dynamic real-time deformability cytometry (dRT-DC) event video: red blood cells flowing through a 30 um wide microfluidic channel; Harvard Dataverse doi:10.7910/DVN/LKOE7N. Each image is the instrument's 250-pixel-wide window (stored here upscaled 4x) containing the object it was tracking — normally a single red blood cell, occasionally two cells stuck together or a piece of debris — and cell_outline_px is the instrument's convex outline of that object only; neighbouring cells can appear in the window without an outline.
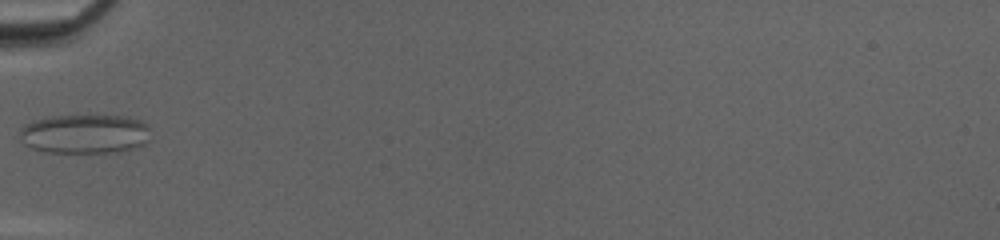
{"species": "common noctule bat (a hibernating species)", "species_latin": "Nyctalus noctula", "temperature_condition": "cold", "stored_images_in_passage": 30, "camera_frame_rate_fps": 3000, "um_per_image_px": 0.085, "animal": {"sex": "female", "body_mass_g": 20.0, "forearm_length_mm": 54.0}, "frame": {"image": 1, "passage_image": 1, "time_ms": 0.0, "image_size_px": [1000, 240], "cell_outline_px": [[148, 140], [144, 144], [136, 148], [120, 152], [48, 152], [32, 148], [24, 144], [20, 140], [20, 132], [24, 124], [36, 120], [52, 116], [88, 112], [128, 116], [140, 120], [148, 124]], "centroid_in_image_um": [7.24, 11.33], "position_along_channel_um": 77.8, "area_um2": 31.04}}
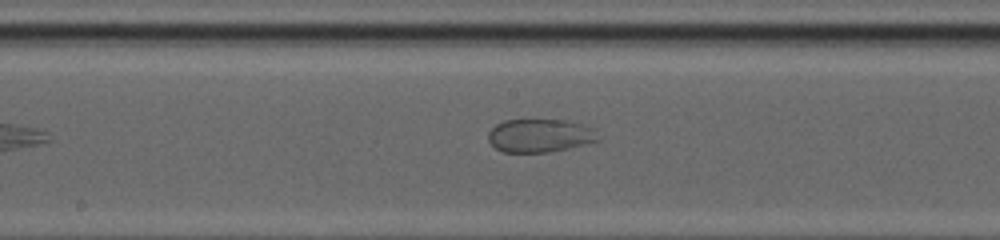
{"frame": {"image": 2, "passage_image": 10, "time_ms": 3.0, "image_size_px": [1000, 240], "cell_outline_px": [[600, 140], [568, 148], [548, 152], [504, 152], [496, 148], [488, 140], [488, 132], [496, 124], [504, 120], [568, 120], [596, 128]], "centroid_in_image_um": [45.92, 11.51], "position_along_channel_um": 202.3, "area_um2": 21.39}}
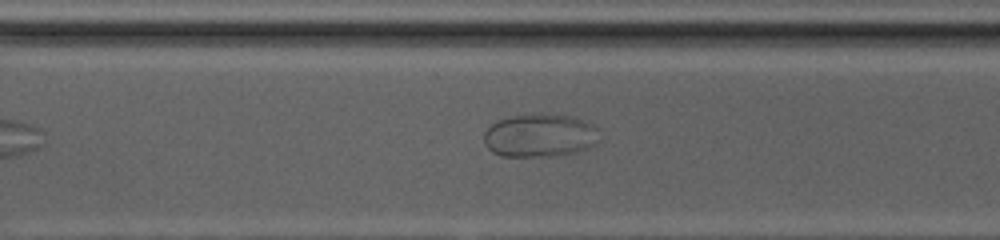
{"frame": {"image": 3, "passage_image": 19, "time_ms": 6.0, "image_size_px": [1000, 240], "cell_outline_px": [[596, 144], [580, 152], [556, 156], [500, 156], [492, 152], [484, 144], [484, 132], [496, 120], [512, 116], [572, 116], [592, 124], [596, 128]], "centroid_in_image_um": [45.85, 11.56], "position_along_channel_um": 324.7, "area_um2": 28.55}}